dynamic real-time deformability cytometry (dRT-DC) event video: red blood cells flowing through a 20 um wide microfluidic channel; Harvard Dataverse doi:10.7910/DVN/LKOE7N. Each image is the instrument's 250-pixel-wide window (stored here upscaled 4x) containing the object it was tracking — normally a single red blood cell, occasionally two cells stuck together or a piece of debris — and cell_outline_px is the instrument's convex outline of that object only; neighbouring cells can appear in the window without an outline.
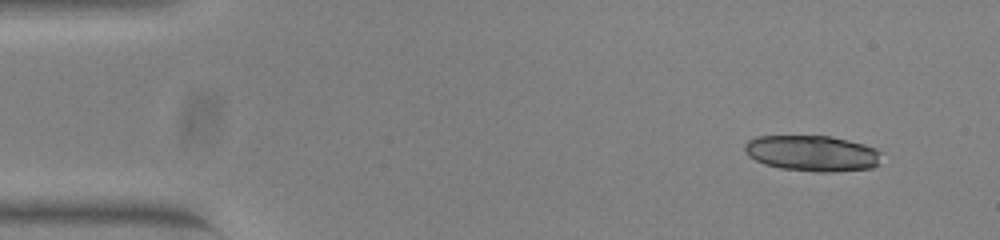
{"species": "common noctule bat (a hibernating species)", "species_latin": "Nyctalus noctula", "temperature_condition": "warm", "stored_images_in_passage": 36, "camera_frame_rate_fps": 3000, "um_per_image_px": 0.085, "animal": {"sex": "female", "body_mass_g": 23.0, "forearm_length_mm": 53.4}, "frame": {"image": 1, "passage_image": 1, "time_ms": 0.0, "image_size_px": [1000, 240], "cell_outline_px": [[880, 164], [872, 168], [832, 172], [816, 172], [780, 168], [764, 164], [748, 156], [744, 148], [744, 144], [748, 140], [756, 136], [832, 136], [864, 144], [876, 148], [880, 152]], "centroid_in_image_um": [69.05, 13.03], "position_along_channel_um": 16.0, "area_um2": 28.78}}
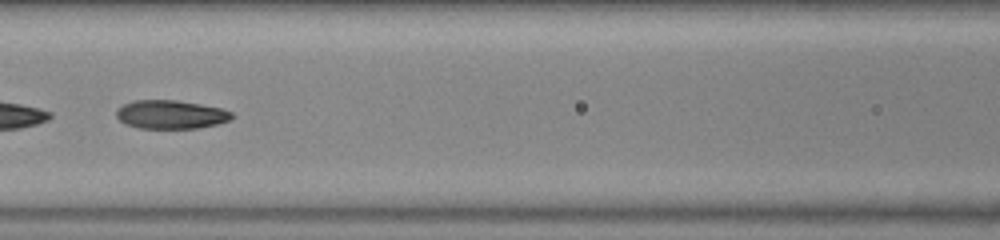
{"frame": {"image": 2, "passage_image": 20, "time_ms": 6.333, "image_size_px": [1000, 240], "cell_outline_px": [[236, 116], [228, 120], [216, 124], [196, 128], [140, 128], [128, 124], [120, 120], [116, 116], [116, 108], [132, 100], [176, 100], [200, 104], [220, 108], [232, 112]], "centroid_in_image_um": [14.51, 9.72], "position_along_channel_um": 152.1, "area_um2": 19.13}}
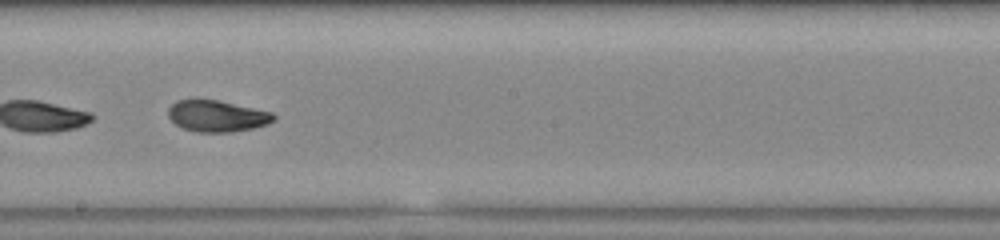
{"frame": {"image": 3, "passage_image": 26, "time_ms": 8.333, "image_size_px": [1000, 240], "cell_outline_px": [[276, 120], [268, 124], [252, 128], [228, 132], [196, 132], [184, 128], [176, 124], [168, 116], [168, 108], [176, 100], [216, 100], [272, 112], [276, 116]], "centroid_in_image_um": [18.45, 9.87], "position_along_channel_um": 229.7, "area_um2": 19.07}}